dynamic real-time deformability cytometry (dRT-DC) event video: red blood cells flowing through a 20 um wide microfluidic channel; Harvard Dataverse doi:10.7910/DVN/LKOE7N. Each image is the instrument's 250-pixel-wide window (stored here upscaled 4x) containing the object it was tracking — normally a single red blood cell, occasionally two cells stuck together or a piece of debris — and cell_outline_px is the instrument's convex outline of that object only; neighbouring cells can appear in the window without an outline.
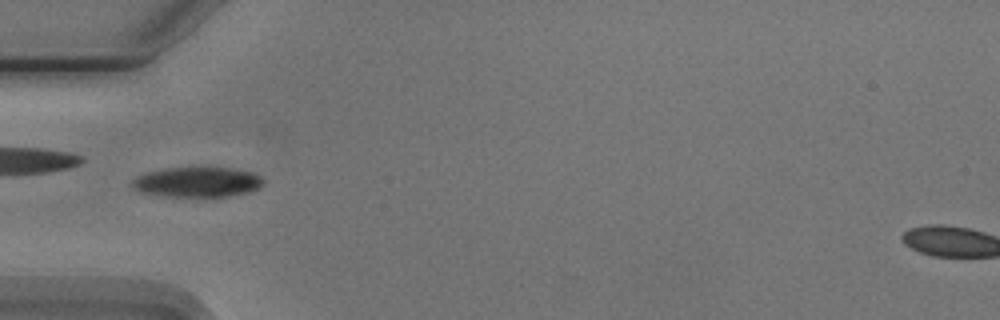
{"species": "Egyptian fruit bat (a non-hibernating species)", "species_latin": "Rousettus aegyptiacus", "temperature_condition": "cold", "stored_images_in_passage": 8, "camera_frame_rate_fps": 3000, "um_per_image_px": 0.085, "animal": {"sex": "male"}, "frame": {"image": 1, "passage_image": 3, "time_ms": 2.333, "image_size_px": [1000, 320], "cell_outline_px": [[264, 184], [260, 188], [248, 192], [228, 196], [160, 196], [136, 192], [132, 188], [132, 180], [136, 176], [144, 172], [164, 168], [232, 168], [252, 172], [260, 176], [264, 180]], "centroid_in_image_um": [16.72, 15.48], "position_along_channel_um": 68.3, "area_um2": 23.24}}
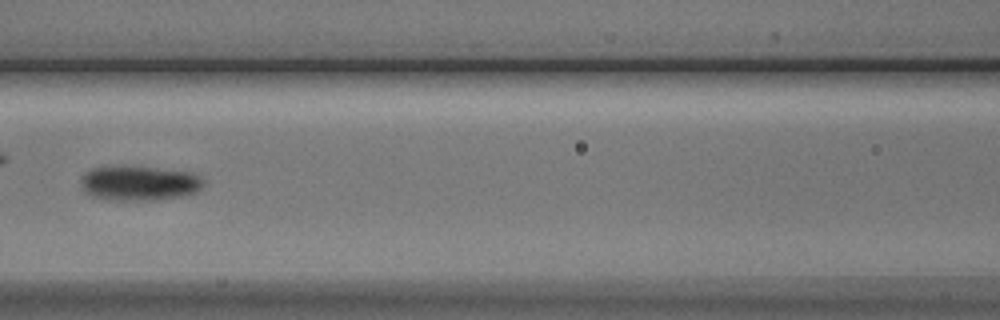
{"frame": {"image": 2, "passage_image": 5, "time_ms": 4.667, "image_size_px": [1000, 320], "cell_outline_px": [[204, 184], [196, 192], [184, 196], [152, 200], [108, 200], [92, 196], [84, 192], [84, 176], [92, 168], [152, 168], [192, 172], [200, 176], [204, 180]], "centroid_in_image_um": [11.93, 15.61], "position_along_channel_um": 154.7, "area_um2": 24.04}}
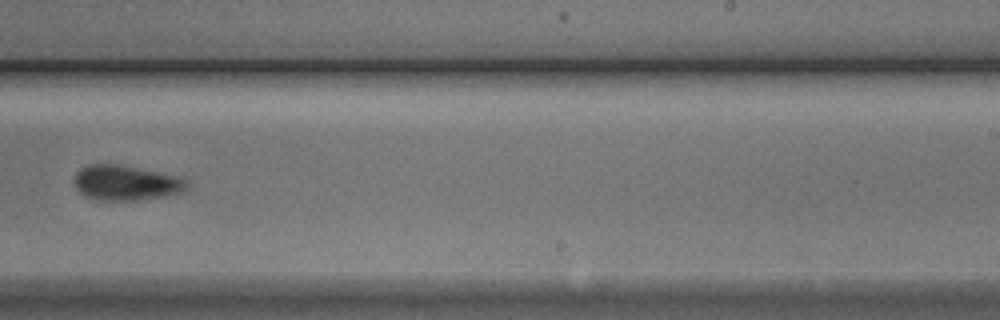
{"frame": {"image": 3, "passage_image": 8, "time_ms": 8.0, "image_size_px": [1000, 320], "cell_outline_px": [[192, 184], [184, 192], [164, 196], [132, 200], [96, 200], [84, 196], [76, 188], [76, 172], [80, 168], [88, 164], [120, 164], [176, 176], [188, 180]], "centroid_in_image_um": [10.73, 15.54], "position_along_channel_um": 278.3, "area_um2": 23.06}}